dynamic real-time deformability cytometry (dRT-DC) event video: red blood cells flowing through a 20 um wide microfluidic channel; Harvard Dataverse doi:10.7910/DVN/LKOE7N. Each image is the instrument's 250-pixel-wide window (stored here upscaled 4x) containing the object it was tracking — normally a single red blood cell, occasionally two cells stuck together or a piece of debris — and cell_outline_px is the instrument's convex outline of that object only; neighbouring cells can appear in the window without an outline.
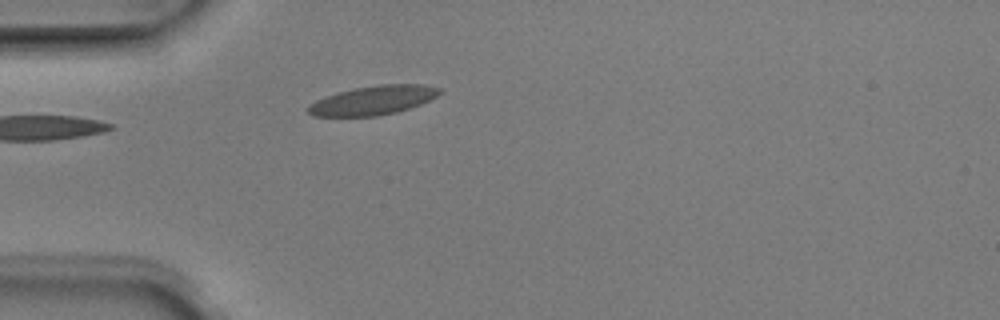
{"species": "Egyptian fruit bat (a non-hibernating species)", "species_latin": "Rousettus aegyptiacus", "temperature_condition": "room temperature", "stored_images_in_passage": 3, "camera_frame_rate_fps": 3000, "um_per_image_px": 0.085, "animal": {"sex": "male"}, "frame": {"image": 1, "passage_image": 3, "time_ms": 0.667, "image_size_px": [1000, 320], "cell_outline_px": [[444, 92], [420, 104], [396, 112], [376, 116], [312, 116], [304, 108], [308, 104], [316, 100], [336, 92], [356, 88], [380, 84], [424, 84], [444, 88]], "centroid_in_image_um": [31.71, 8.51], "position_along_channel_um": 53.3, "area_um2": 22.43}}